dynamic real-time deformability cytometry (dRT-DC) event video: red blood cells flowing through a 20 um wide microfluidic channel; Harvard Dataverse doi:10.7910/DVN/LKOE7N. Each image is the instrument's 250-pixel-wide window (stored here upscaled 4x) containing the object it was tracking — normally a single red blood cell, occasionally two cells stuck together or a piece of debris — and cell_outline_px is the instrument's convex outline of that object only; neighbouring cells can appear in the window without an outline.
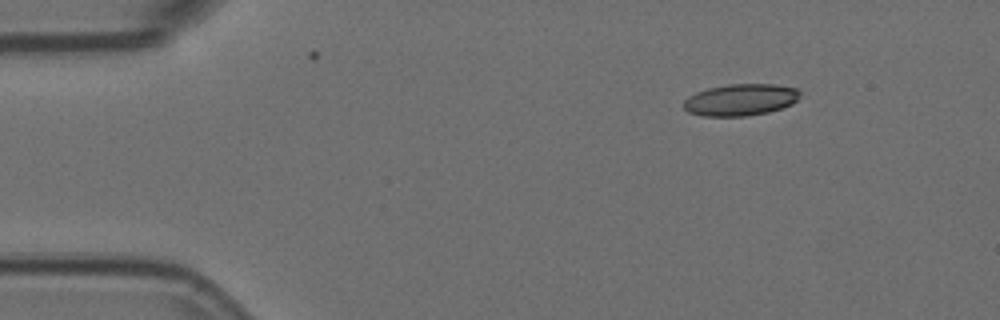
{"species": "Egyptian fruit bat (a non-hibernating species)", "species_latin": "Rousettus aegyptiacus", "temperature_condition": "room temperature", "stored_images_in_passage": 6, "camera_frame_rate_fps": 3000, "um_per_image_px": 0.085, "animal": {"sex": "female"}, "frame": {"image": 1, "passage_image": 1, "time_ms": 0.0, "image_size_px": [1000, 320], "cell_outline_px": [[800, 96], [792, 104], [768, 112], [744, 116], [700, 116], [688, 112], [684, 108], [684, 100], [688, 96], [696, 92], [708, 88], [728, 84], [776, 84], [796, 88], [800, 92]], "centroid_in_image_um": [62.93, 8.48], "position_along_channel_um": 22.1, "area_um2": 21.56}}
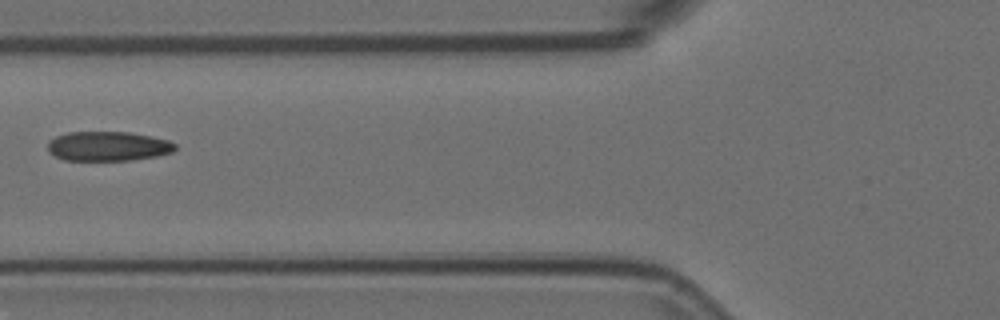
{"frame": {"image": 2, "passage_image": 5, "time_ms": 1.333, "image_size_px": [1000, 320], "cell_outline_px": [[176, 148], [172, 152], [156, 156], [128, 160], [64, 160], [48, 152], [48, 140], [56, 136], [68, 132], [128, 132], [168, 140], [176, 144]], "centroid_in_image_um": [9.15, 12.42], "position_along_channel_um": 116.7, "area_um2": 21.79}}
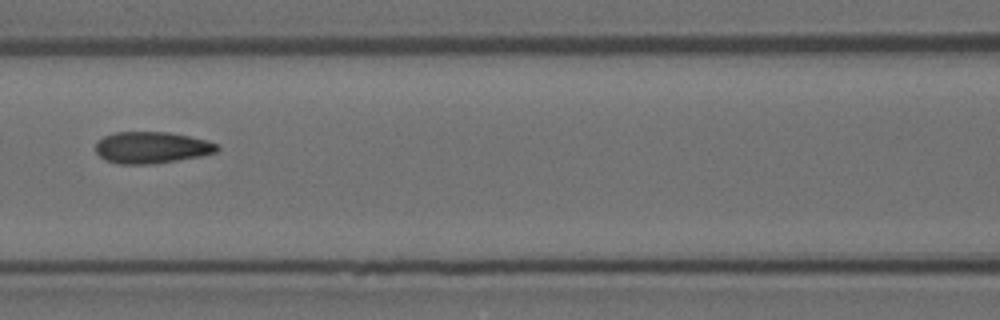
{"frame": {"image": 3, "passage_image": 6, "time_ms": 1.667, "image_size_px": [1000, 320], "cell_outline_px": [[220, 148], [216, 152], [200, 156], [176, 160], [148, 164], [120, 164], [104, 160], [96, 152], [96, 144], [104, 136], [116, 132], [168, 132], [208, 140], [220, 144]], "centroid_in_image_um": [12.91, 12.54], "position_along_channel_um": 153.7, "area_um2": 22.31}}